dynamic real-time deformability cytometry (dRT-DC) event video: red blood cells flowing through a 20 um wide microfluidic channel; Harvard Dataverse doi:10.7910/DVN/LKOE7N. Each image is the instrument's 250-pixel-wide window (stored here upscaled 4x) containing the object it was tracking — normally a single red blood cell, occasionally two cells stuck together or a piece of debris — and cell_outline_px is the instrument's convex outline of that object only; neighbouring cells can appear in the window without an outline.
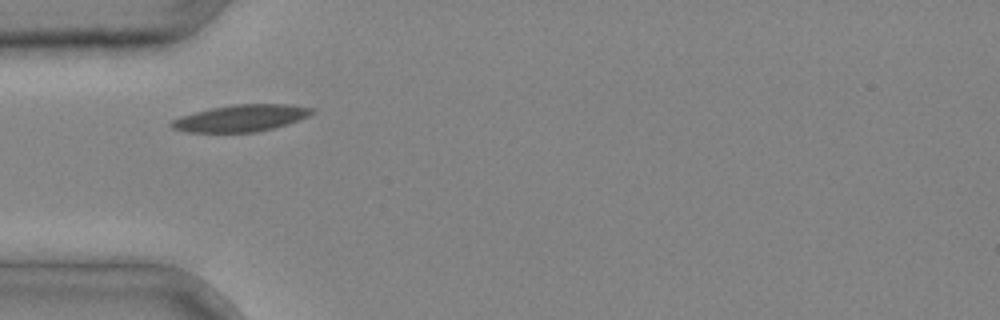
{"species": "common noctule bat (a hibernating species)", "species_latin": "Nyctalus noctula", "temperature_condition": "cold", "stored_images_in_passage": 8, "camera_frame_rate_fps": 3000, "um_per_image_px": 0.085, "animal": {"sex": "male", "body_mass_g": 20.4}, "frame": {"image": 1, "passage_image": 6, "time_ms": 1.667, "image_size_px": [1000, 320], "cell_outline_px": [[316, 112], [308, 116], [288, 124], [256, 132], [184, 132], [172, 128], [168, 124], [172, 120], [180, 116], [212, 108], [232, 104], [292, 104], [316, 108]], "centroid_in_image_um": [20.51, 10.03], "position_along_channel_um": 64.5, "area_um2": 22.08}}
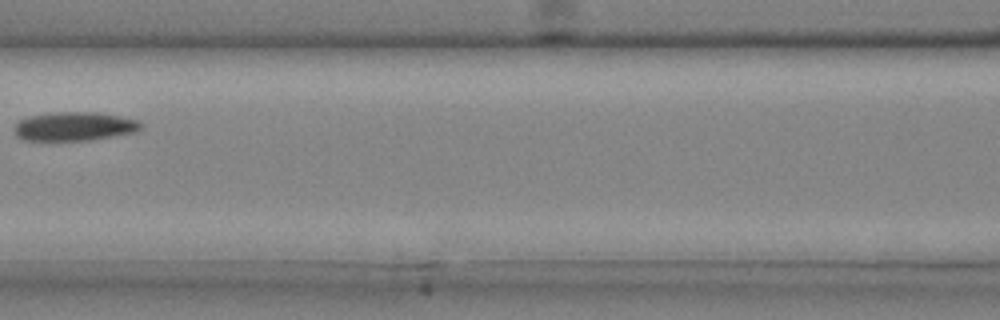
{"frame": {"image": 2, "passage_image": 8, "time_ms": 2.333, "image_size_px": [1000, 320], "cell_outline_px": [[144, 124], [136, 132], [88, 140], [24, 140], [16, 136], [12, 128], [20, 120], [28, 116], [56, 112], [96, 112], [120, 116], [136, 120]], "centroid_in_image_um": [6.29, 10.74], "position_along_channel_um": 160.3, "area_um2": 21.21}}